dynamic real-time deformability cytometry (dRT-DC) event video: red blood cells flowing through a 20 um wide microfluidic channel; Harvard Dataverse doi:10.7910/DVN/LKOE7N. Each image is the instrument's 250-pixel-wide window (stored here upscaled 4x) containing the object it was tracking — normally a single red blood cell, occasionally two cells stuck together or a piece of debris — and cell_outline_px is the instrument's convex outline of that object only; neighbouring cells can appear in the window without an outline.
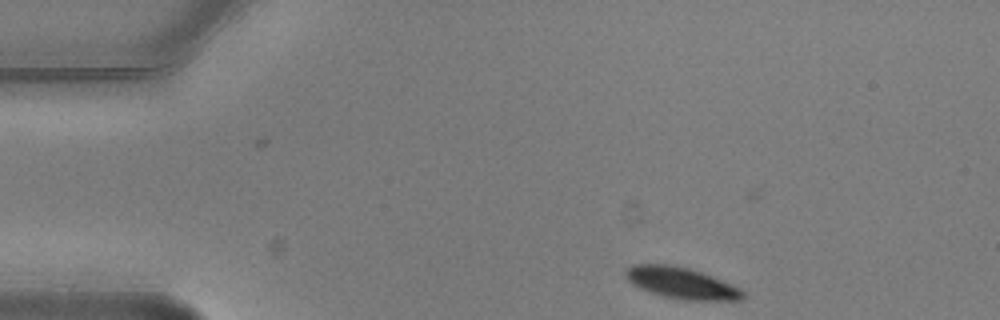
{"species": "common noctule bat (a hibernating species)", "species_latin": "Nyctalus noctula", "temperature_condition": "warm", "stored_images_in_passage": 2, "camera_frame_rate_fps": 3000, "um_per_image_px": 0.085, "animal": {"sex": "male", "body_mass_g": 20.5, "forearm_length_mm": 52.5}, "frame": {"image": 1, "passage_image": 1, "time_ms": 0.0, "image_size_px": [1000, 320], "cell_outline_px": [[744, 300], [680, 300], [664, 296], [640, 288], [632, 284], [624, 276], [624, 272], [632, 264], [668, 264], [688, 268], [700, 272], [740, 288], [744, 292]], "centroid_in_image_um": [57.89, 24.06], "position_along_channel_um": 27.1, "area_um2": 21.21}}